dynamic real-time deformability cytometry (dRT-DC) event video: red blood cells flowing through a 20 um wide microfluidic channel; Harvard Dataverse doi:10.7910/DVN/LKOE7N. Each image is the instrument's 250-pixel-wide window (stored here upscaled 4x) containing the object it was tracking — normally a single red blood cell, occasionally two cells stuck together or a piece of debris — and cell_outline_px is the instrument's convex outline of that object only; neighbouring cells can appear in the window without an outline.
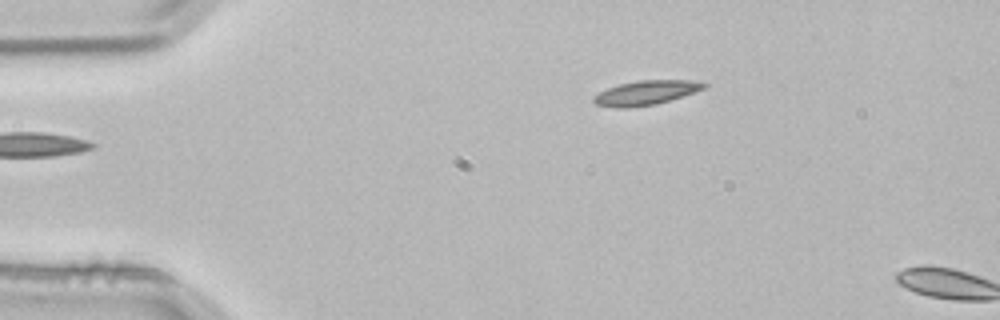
{"species": "common noctule bat (a hibernating species)", "species_latin": "Nyctalus noctula", "temperature_condition": "room temperature", "stored_images_in_passage": 2, "camera_frame_rate_fps": 3000, "um_per_image_px": 0.085, "animal": {"sex": "male", "body_mass_g": 21.5, "forearm_length_mm": 52.0}, "frame": {"image": 1, "passage_image": 2, "time_ms": 0.333, "image_size_px": [1000, 320], "cell_outline_px": [[708, 84], [704, 88], [656, 104], [628, 108], [612, 108], [596, 104], [592, 100], [592, 96], [608, 88], [620, 84], [640, 80], [696, 80]], "centroid_in_image_um": [54.85, 7.89], "position_along_channel_um": 30.2, "area_um2": 15.49}}